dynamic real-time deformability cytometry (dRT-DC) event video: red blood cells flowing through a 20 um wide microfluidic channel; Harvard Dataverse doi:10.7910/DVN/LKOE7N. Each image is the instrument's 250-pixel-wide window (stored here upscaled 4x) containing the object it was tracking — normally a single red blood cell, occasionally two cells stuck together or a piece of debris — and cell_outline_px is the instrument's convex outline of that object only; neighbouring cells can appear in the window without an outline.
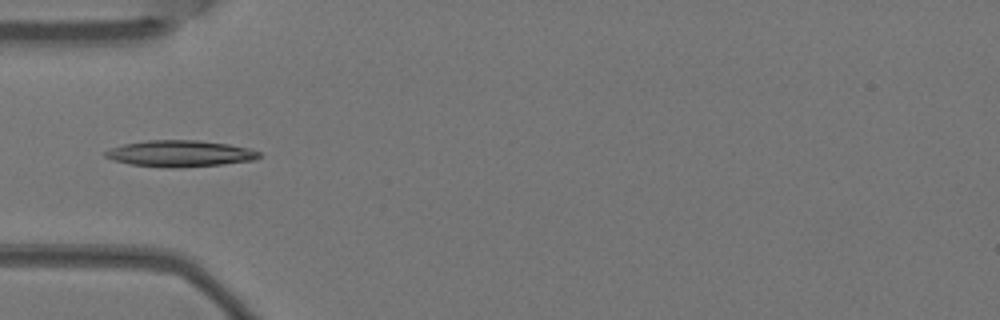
{"species": "Egyptian fruit bat (a non-hibernating species)", "species_latin": "Rousettus aegyptiacus", "temperature_condition": "warm", "stored_images_in_passage": 5, "camera_frame_rate_fps": 3000, "um_per_image_px": 0.085, "animal": {"sex": "female"}, "frame": {"image": 1, "passage_image": 5, "time_ms": 1.333, "image_size_px": [1000, 320], "cell_outline_px": [[260, 156], [256, 160], [224, 164], [180, 168], [172, 168], [128, 164], [112, 160], [104, 156], [104, 152], [112, 148], [124, 144], [148, 140], [196, 140], [228, 144], [252, 148], [260, 152]], "centroid_in_image_um": [15.33, 13.06], "position_along_channel_um": 69.7, "area_um2": 23.81}}